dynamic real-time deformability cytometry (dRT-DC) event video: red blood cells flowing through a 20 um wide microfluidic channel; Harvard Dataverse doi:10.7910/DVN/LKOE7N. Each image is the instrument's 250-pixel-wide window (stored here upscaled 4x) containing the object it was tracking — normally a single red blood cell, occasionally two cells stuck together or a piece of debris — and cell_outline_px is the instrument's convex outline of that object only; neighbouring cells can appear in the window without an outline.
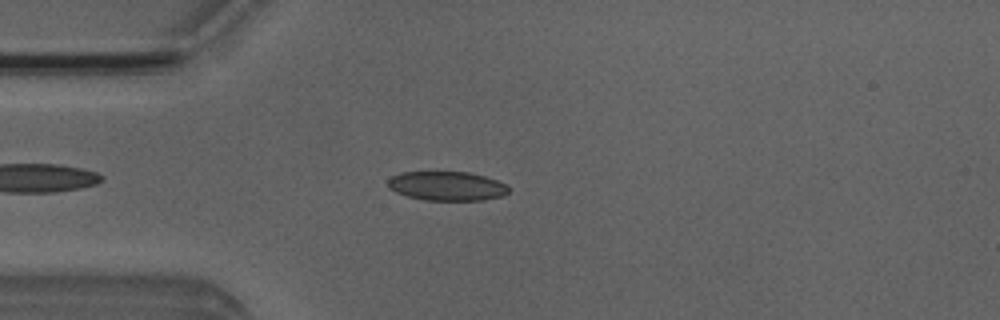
{"species": "Egyptian fruit bat (a non-hibernating species)", "species_latin": "Rousettus aegyptiacus", "temperature_condition": "room temperature", "stored_images_in_passage": 4, "camera_frame_rate_fps": 3000, "um_per_image_px": 0.085, "animal": {"sex": "male"}, "frame": {"image": 1, "passage_image": 4, "time_ms": 3.667, "image_size_px": [1000, 320], "cell_outline_px": [[508, 192], [504, 196], [484, 200], [424, 200], [408, 196], [396, 192], [388, 188], [388, 180], [392, 176], [400, 172], [468, 172], [484, 176], [496, 180], [504, 184], [508, 188]], "centroid_in_image_um": [37.97, 15.81], "position_along_channel_um": 47.0, "area_um2": 20.46}}